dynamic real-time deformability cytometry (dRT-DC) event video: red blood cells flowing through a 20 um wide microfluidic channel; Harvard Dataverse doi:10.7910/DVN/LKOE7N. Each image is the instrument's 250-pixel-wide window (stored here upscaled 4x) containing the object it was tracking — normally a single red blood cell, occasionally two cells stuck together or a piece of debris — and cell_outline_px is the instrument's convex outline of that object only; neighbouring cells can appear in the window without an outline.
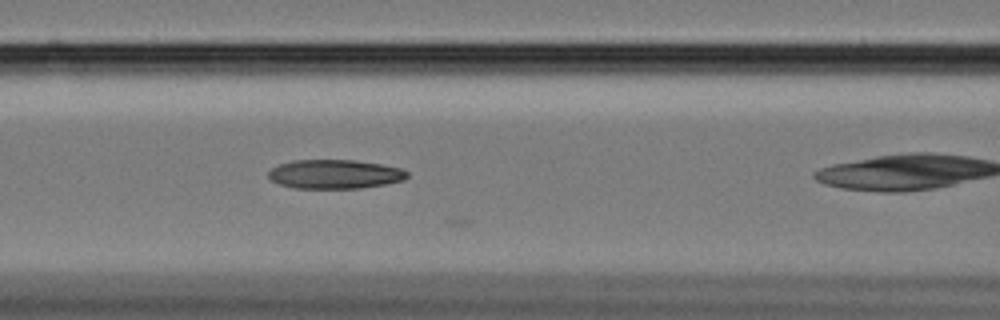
{"species": "Egyptian fruit bat (a non-hibernating species)", "species_latin": "Rousettus aegyptiacus", "temperature_condition": "cold", "stored_images_in_passage": 19, "camera_frame_rate_fps": 3000, "um_per_image_px": 0.085, "animal": {"sex": "female"}, "frame": {"image": 1, "passage_image": 18, "time_ms": 5.667, "image_size_px": [1000, 320], "cell_outline_px": [[408, 176], [404, 180], [384, 184], [360, 188], [296, 188], [280, 184], [272, 180], [268, 176], [268, 172], [272, 168], [280, 164], [292, 160], [356, 160], [380, 164], [400, 168], [408, 172]], "centroid_in_image_um": [28.46, 14.8], "position_along_channel_um": 138.1, "area_um2": 23.35}}